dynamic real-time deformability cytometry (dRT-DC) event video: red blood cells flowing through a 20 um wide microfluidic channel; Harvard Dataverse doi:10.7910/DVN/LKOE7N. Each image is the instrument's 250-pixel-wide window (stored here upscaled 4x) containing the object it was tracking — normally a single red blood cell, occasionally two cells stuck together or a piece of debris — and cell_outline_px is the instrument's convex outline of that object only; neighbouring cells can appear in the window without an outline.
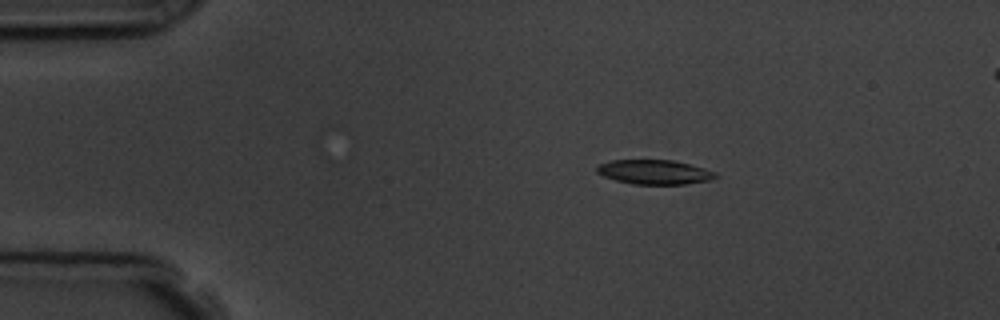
{"species": "common noctule bat (a hibernating species)", "species_latin": "Nyctalus noctula", "temperature_condition": "room temperature", "stored_images_in_passage": 8, "camera_frame_rate_fps": 3000, "um_per_image_px": 0.085, "animal": {"sex": "male", "body_mass_g": 19.5, "forearm_length_mm": 54.6}, "frame": {"image": 1, "passage_image": 2, "time_ms": 2.0, "image_size_px": [1000, 320], "cell_outline_px": [[716, 176], [708, 180], [684, 184], [636, 184], [616, 180], [604, 176], [596, 172], [596, 168], [600, 164], [612, 160], [672, 160], [704, 168], [716, 172]], "centroid_in_image_um": [55.6, 14.62], "position_along_channel_um": 29.4, "area_um2": 16.59}}